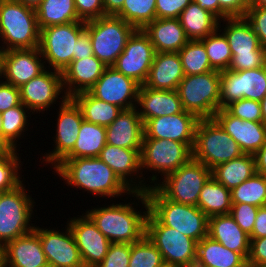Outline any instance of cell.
<instances>
[{
    "instance_id": "cell-22",
    "label": "cell",
    "mask_w": 266,
    "mask_h": 267,
    "mask_svg": "<svg viewBox=\"0 0 266 267\" xmlns=\"http://www.w3.org/2000/svg\"><path fill=\"white\" fill-rule=\"evenodd\" d=\"M141 149H126L106 144L99 158L132 190L146 192L150 186L141 170ZM134 177V178H133ZM145 181V183H144Z\"/></svg>"
},
{
    "instance_id": "cell-48",
    "label": "cell",
    "mask_w": 266,
    "mask_h": 267,
    "mask_svg": "<svg viewBox=\"0 0 266 267\" xmlns=\"http://www.w3.org/2000/svg\"><path fill=\"white\" fill-rule=\"evenodd\" d=\"M131 244L111 243L103 261L96 267H129Z\"/></svg>"
},
{
    "instance_id": "cell-40",
    "label": "cell",
    "mask_w": 266,
    "mask_h": 267,
    "mask_svg": "<svg viewBox=\"0 0 266 267\" xmlns=\"http://www.w3.org/2000/svg\"><path fill=\"white\" fill-rule=\"evenodd\" d=\"M186 75L204 74L215 70L201 40H189L178 52Z\"/></svg>"
},
{
    "instance_id": "cell-19",
    "label": "cell",
    "mask_w": 266,
    "mask_h": 267,
    "mask_svg": "<svg viewBox=\"0 0 266 267\" xmlns=\"http://www.w3.org/2000/svg\"><path fill=\"white\" fill-rule=\"evenodd\" d=\"M139 87L137 82L111 66L105 68L88 92L99 100L127 110L137 106Z\"/></svg>"
},
{
    "instance_id": "cell-49",
    "label": "cell",
    "mask_w": 266,
    "mask_h": 267,
    "mask_svg": "<svg viewBox=\"0 0 266 267\" xmlns=\"http://www.w3.org/2000/svg\"><path fill=\"white\" fill-rule=\"evenodd\" d=\"M244 17L258 36L261 46L266 48V7L249 6Z\"/></svg>"
},
{
    "instance_id": "cell-27",
    "label": "cell",
    "mask_w": 266,
    "mask_h": 267,
    "mask_svg": "<svg viewBox=\"0 0 266 267\" xmlns=\"http://www.w3.org/2000/svg\"><path fill=\"white\" fill-rule=\"evenodd\" d=\"M137 105L143 123L151 118L171 116L184 111L177 90H156L143 85L138 90Z\"/></svg>"
},
{
    "instance_id": "cell-12",
    "label": "cell",
    "mask_w": 266,
    "mask_h": 267,
    "mask_svg": "<svg viewBox=\"0 0 266 267\" xmlns=\"http://www.w3.org/2000/svg\"><path fill=\"white\" fill-rule=\"evenodd\" d=\"M212 170L191 158L176 171L169 173L155 187L173 202L197 206L199 194Z\"/></svg>"
},
{
    "instance_id": "cell-20",
    "label": "cell",
    "mask_w": 266,
    "mask_h": 267,
    "mask_svg": "<svg viewBox=\"0 0 266 267\" xmlns=\"http://www.w3.org/2000/svg\"><path fill=\"white\" fill-rule=\"evenodd\" d=\"M66 224L74 236L84 267H96L103 261L111 242L86 213L68 219Z\"/></svg>"
},
{
    "instance_id": "cell-51",
    "label": "cell",
    "mask_w": 266,
    "mask_h": 267,
    "mask_svg": "<svg viewBox=\"0 0 266 267\" xmlns=\"http://www.w3.org/2000/svg\"><path fill=\"white\" fill-rule=\"evenodd\" d=\"M193 0H155L157 18H179Z\"/></svg>"
},
{
    "instance_id": "cell-17",
    "label": "cell",
    "mask_w": 266,
    "mask_h": 267,
    "mask_svg": "<svg viewBox=\"0 0 266 267\" xmlns=\"http://www.w3.org/2000/svg\"><path fill=\"white\" fill-rule=\"evenodd\" d=\"M155 53L149 37L142 29H137L112 67L142 86L152 66Z\"/></svg>"
},
{
    "instance_id": "cell-61",
    "label": "cell",
    "mask_w": 266,
    "mask_h": 267,
    "mask_svg": "<svg viewBox=\"0 0 266 267\" xmlns=\"http://www.w3.org/2000/svg\"><path fill=\"white\" fill-rule=\"evenodd\" d=\"M15 1L35 9L42 0H15Z\"/></svg>"
},
{
    "instance_id": "cell-41",
    "label": "cell",
    "mask_w": 266,
    "mask_h": 267,
    "mask_svg": "<svg viewBox=\"0 0 266 267\" xmlns=\"http://www.w3.org/2000/svg\"><path fill=\"white\" fill-rule=\"evenodd\" d=\"M232 203L266 206V176L255 173L248 180L231 190Z\"/></svg>"
},
{
    "instance_id": "cell-62",
    "label": "cell",
    "mask_w": 266,
    "mask_h": 267,
    "mask_svg": "<svg viewBox=\"0 0 266 267\" xmlns=\"http://www.w3.org/2000/svg\"><path fill=\"white\" fill-rule=\"evenodd\" d=\"M260 106H261V112H262V123L266 125V94L260 101Z\"/></svg>"
},
{
    "instance_id": "cell-26",
    "label": "cell",
    "mask_w": 266,
    "mask_h": 267,
    "mask_svg": "<svg viewBox=\"0 0 266 267\" xmlns=\"http://www.w3.org/2000/svg\"><path fill=\"white\" fill-rule=\"evenodd\" d=\"M144 124L137 107L122 110L118 117L106 127V142L126 149H141Z\"/></svg>"
},
{
    "instance_id": "cell-7",
    "label": "cell",
    "mask_w": 266,
    "mask_h": 267,
    "mask_svg": "<svg viewBox=\"0 0 266 267\" xmlns=\"http://www.w3.org/2000/svg\"><path fill=\"white\" fill-rule=\"evenodd\" d=\"M85 29L89 32L94 56L106 67L115 64L127 41L137 30L115 15H105L86 21Z\"/></svg>"
},
{
    "instance_id": "cell-58",
    "label": "cell",
    "mask_w": 266,
    "mask_h": 267,
    "mask_svg": "<svg viewBox=\"0 0 266 267\" xmlns=\"http://www.w3.org/2000/svg\"><path fill=\"white\" fill-rule=\"evenodd\" d=\"M124 0H103L105 15H117L123 6Z\"/></svg>"
},
{
    "instance_id": "cell-30",
    "label": "cell",
    "mask_w": 266,
    "mask_h": 267,
    "mask_svg": "<svg viewBox=\"0 0 266 267\" xmlns=\"http://www.w3.org/2000/svg\"><path fill=\"white\" fill-rule=\"evenodd\" d=\"M142 30L155 52H179L189 41L178 18H156Z\"/></svg>"
},
{
    "instance_id": "cell-16",
    "label": "cell",
    "mask_w": 266,
    "mask_h": 267,
    "mask_svg": "<svg viewBox=\"0 0 266 267\" xmlns=\"http://www.w3.org/2000/svg\"><path fill=\"white\" fill-rule=\"evenodd\" d=\"M19 89L21 102L32 114L38 112V114L41 112L43 114L51 106L53 108L57 102L58 105H61L68 98L63 88L62 72L49 68L23 84Z\"/></svg>"
},
{
    "instance_id": "cell-3",
    "label": "cell",
    "mask_w": 266,
    "mask_h": 267,
    "mask_svg": "<svg viewBox=\"0 0 266 267\" xmlns=\"http://www.w3.org/2000/svg\"><path fill=\"white\" fill-rule=\"evenodd\" d=\"M0 50L39 47L40 28L36 11L15 0L0 1Z\"/></svg>"
},
{
    "instance_id": "cell-59",
    "label": "cell",
    "mask_w": 266,
    "mask_h": 267,
    "mask_svg": "<svg viewBox=\"0 0 266 267\" xmlns=\"http://www.w3.org/2000/svg\"><path fill=\"white\" fill-rule=\"evenodd\" d=\"M201 8L208 10L219 19V0H193Z\"/></svg>"
},
{
    "instance_id": "cell-55",
    "label": "cell",
    "mask_w": 266,
    "mask_h": 267,
    "mask_svg": "<svg viewBox=\"0 0 266 267\" xmlns=\"http://www.w3.org/2000/svg\"><path fill=\"white\" fill-rule=\"evenodd\" d=\"M93 48L89 32L85 29L76 41L75 54L73 60L84 59L93 56Z\"/></svg>"
},
{
    "instance_id": "cell-9",
    "label": "cell",
    "mask_w": 266,
    "mask_h": 267,
    "mask_svg": "<svg viewBox=\"0 0 266 267\" xmlns=\"http://www.w3.org/2000/svg\"><path fill=\"white\" fill-rule=\"evenodd\" d=\"M25 187L23 182L14 190L0 193V248L34 230L31 219L36 202Z\"/></svg>"
},
{
    "instance_id": "cell-47",
    "label": "cell",
    "mask_w": 266,
    "mask_h": 267,
    "mask_svg": "<svg viewBox=\"0 0 266 267\" xmlns=\"http://www.w3.org/2000/svg\"><path fill=\"white\" fill-rule=\"evenodd\" d=\"M258 208L259 207L247 203H232L230 215L249 236L252 234Z\"/></svg>"
},
{
    "instance_id": "cell-64",
    "label": "cell",
    "mask_w": 266,
    "mask_h": 267,
    "mask_svg": "<svg viewBox=\"0 0 266 267\" xmlns=\"http://www.w3.org/2000/svg\"><path fill=\"white\" fill-rule=\"evenodd\" d=\"M3 81V55L0 50V82Z\"/></svg>"
},
{
    "instance_id": "cell-57",
    "label": "cell",
    "mask_w": 266,
    "mask_h": 267,
    "mask_svg": "<svg viewBox=\"0 0 266 267\" xmlns=\"http://www.w3.org/2000/svg\"><path fill=\"white\" fill-rule=\"evenodd\" d=\"M256 173L266 176V142L265 144L254 154Z\"/></svg>"
},
{
    "instance_id": "cell-4",
    "label": "cell",
    "mask_w": 266,
    "mask_h": 267,
    "mask_svg": "<svg viewBox=\"0 0 266 267\" xmlns=\"http://www.w3.org/2000/svg\"><path fill=\"white\" fill-rule=\"evenodd\" d=\"M149 211L165 226L199 242L208 235V217L197 206L173 202L155 186L145 192Z\"/></svg>"
},
{
    "instance_id": "cell-53",
    "label": "cell",
    "mask_w": 266,
    "mask_h": 267,
    "mask_svg": "<svg viewBox=\"0 0 266 267\" xmlns=\"http://www.w3.org/2000/svg\"><path fill=\"white\" fill-rule=\"evenodd\" d=\"M20 89L4 81L0 82V112L20 105Z\"/></svg>"
},
{
    "instance_id": "cell-5",
    "label": "cell",
    "mask_w": 266,
    "mask_h": 267,
    "mask_svg": "<svg viewBox=\"0 0 266 267\" xmlns=\"http://www.w3.org/2000/svg\"><path fill=\"white\" fill-rule=\"evenodd\" d=\"M218 29L223 30L222 33L231 49L229 70L243 71L266 65V48L261 46L258 36L245 17H228L220 20Z\"/></svg>"
},
{
    "instance_id": "cell-42",
    "label": "cell",
    "mask_w": 266,
    "mask_h": 267,
    "mask_svg": "<svg viewBox=\"0 0 266 267\" xmlns=\"http://www.w3.org/2000/svg\"><path fill=\"white\" fill-rule=\"evenodd\" d=\"M136 29H143L157 18L155 0H124L121 11L116 15Z\"/></svg>"
},
{
    "instance_id": "cell-60",
    "label": "cell",
    "mask_w": 266,
    "mask_h": 267,
    "mask_svg": "<svg viewBox=\"0 0 266 267\" xmlns=\"http://www.w3.org/2000/svg\"><path fill=\"white\" fill-rule=\"evenodd\" d=\"M15 149L9 144V142L0 134V157L10 156Z\"/></svg>"
},
{
    "instance_id": "cell-13",
    "label": "cell",
    "mask_w": 266,
    "mask_h": 267,
    "mask_svg": "<svg viewBox=\"0 0 266 267\" xmlns=\"http://www.w3.org/2000/svg\"><path fill=\"white\" fill-rule=\"evenodd\" d=\"M85 30V21H74L40 29L39 50L49 69L63 72L73 61L76 41ZM51 66V68H50Z\"/></svg>"
},
{
    "instance_id": "cell-33",
    "label": "cell",
    "mask_w": 266,
    "mask_h": 267,
    "mask_svg": "<svg viewBox=\"0 0 266 267\" xmlns=\"http://www.w3.org/2000/svg\"><path fill=\"white\" fill-rule=\"evenodd\" d=\"M179 21L189 40H201L214 33L219 19L197 3L191 2L179 15Z\"/></svg>"
},
{
    "instance_id": "cell-46",
    "label": "cell",
    "mask_w": 266,
    "mask_h": 267,
    "mask_svg": "<svg viewBox=\"0 0 266 267\" xmlns=\"http://www.w3.org/2000/svg\"><path fill=\"white\" fill-rule=\"evenodd\" d=\"M224 109L229 114L242 120L262 122V112L259 101L241 99L230 103Z\"/></svg>"
},
{
    "instance_id": "cell-38",
    "label": "cell",
    "mask_w": 266,
    "mask_h": 267,
    "mask_svg": "<svg viewBox=\"0 0 266 267\" xmlns=\"http://www.w3.org/2000/svg\"><path fill=\"white\" fill-rule=\"evenodd\" d=\"M35 11L40 29L82 21L76 12L74 0H42Z\"/></svg>"
},
{
    "instance_id": "cell-35",
    "label": "cell",
    "mask_w": 266,
    "mask_h": 267,
    "mask_svg": "<svg viewBox=\"0 0 266 267\" xmlns=\"http://www.w3.org/2000/svg\"><path fill=\"white\" fill-rule=\"evenodd\" d=\"M197 207L201 209L208 218L217 215L230 214L231 190L227 189L223 184L218 183L211 176L199 194Z\"/></svg>"
},
{
    "instance_id": "cell-65",
    "label": "cell",
    "mask_w": 266,
    "mask_h": 267,
    "mask_svg": "<svg viewBox=\"0 0 266 267\" xmlns=\"http://www.w3.org/2000/svg\"><path fill=\"white\" fill-rule=\"evenodd\" d=\"M2 125H3V120L0 112V134H2Z\"/></svg>"
},
{
    "instance_id": "cell-2",
    "label": "cell",
    "mask_w": 266,
    "mask_h": 267,
    "mask_svg": "<svg viewBox=\"0 0 266 267\" xmlns=\"http://www.w3.org/2000/svg\"><path fill=\"white\" fill-rule=\"evenodd\" d=\"M53 169L67 187L87 191L94 198L116 200L133 192L99 157L64 158Z\"/></svg>"
},
{
    "instance_id": "cell-36",
    "label": "cell",
    "mask_w": 266,
    "mask_h": 267,
    "mask_svg": "<svg viewBox=\"0 0 266 267\" xmlns=\"http://www.w3.org/2000/svg\"><path fill=\"white\" fill-rule=\"evenodd\" d=\"M72 99L80 107L84 120L105 127L110 125L123 110L115 104L93 97L88 91L75 94Z\"/></svg>"
},
{
    "instance_id": "cell-45",
    "label": "cell",
    "mask_w": 266,
    "mask_h": 267,
    "mask_svg": "<svg viewBox=\"0 0 266 267\" xmlns=\"http://www.w3.org/2000/svg\"><path fill=\"white\" fill-rule=\"evenodd\" d=\"M17 151L20 150H15L10 156L0 157V193L14 190L25 181L22 180L21 154Z\"/></svg>"
},
{
    "instance_id": "cell-37",
    "label": "cell",
    "mask_w": 266,
    "mask_h": 267,
    "mask_svg": "<svg viewBox=\"0 0 266 267\" xmlns=\"http://www.w3.org/2000/svg\"><path fill=\"white\" fill-rule=\"evenodd\" d=\"M106 144V127L83 120L74 148L65 158L99 157Z\"/></svg>"
},
{
    "instance_id": "cell-54",
    "label": "cell",
    "mask_w": 266,
    "mask_h": 267,
    "mask_svg": "<svg viewBox=\"0 0 266 267\" xmlns=\"http://www.w3.org/2000/svg\"><path fill=\"white\" fill-rule=\"evenodd\" d=\"M247 265L248 267L266 266V237L250 238V253Z\"/></svg>"
},
{
    "instance_id": "cell-31",
    "label": "cell",
    "mask_w": 266,
    "mask_h": 267,
    "mask_svg": "<svg viewBox=\"0 0 266 267\" xmlns=\"http://www.w3.org/2000/svg\"><path fill=\"white\" fill-rule=\"evenodd\" d=\"M208 236L248 259L250 238L230 214L208 218Z\"/></svg>"
},
{
    "instance_id": "cell-6",
    "label": "cell",
    "mask_w": 266,
    "mask_h": 267,
    "mask_svg": "<svg viewBox=\"0 0 266 267\" xmlns=\"http://www.w3.org/2000/svg\"><path fill=\"white\" fill-rule=\"evenodd\" d=\"M244 153L238 143L214 118L200 119L192 149V158L203 163L209 169L237 158Z\"/></svg>"
},
{
    "instance_id": "cell-23",
    "label": "cell",
    "mask_w": 266,
    "mask_h": 267,
    "mask_svg": "<svg viewBox=\"0 0 266 267\" xmlns=\"http://www.w3.org/2000/svg\"><path fill=\"white\" fill-rule=\"evenodd\" d=\"M3 80L21 87L46 70L39 47L33 49H10L2 51Z\"/></svg>"
},
{
    "instance_id": "cell-52",
    "label": "cell",
    "mask_w": 266,
    "mask_h": 267,
    "mask_svg": "<svg viewBox=\"0 0 266 267\" xmlns=\"http://www.w3.org/2000/svg\"><path fill=\"white\" fill-rule=\"evenodd\" d=\"M249 0H219V20L228 17H244Z\"/></svg>"
},
{
    "instance_id": "cell-63",
    "label": "cell",
    "mask_w": 266,
    "mask_h": 267,
    "mask_svg": "<svg viewBox=\"0 0 266 267\" xmlns=\"http://www.w3.org/2000/svg\"><path fill=\"white\" fill-rule=\"evenodd\" d=\"M249 6L266 7V0H249Z\"/></svg>"
},
{
    "instance_id": "cell-29",
    "label": "cell",
    "mask_w": 266,
    "mask_h": 267,
    "mask_svg": "<svg viewBox=\"0 0 266 267\" xmlns=\"http://www.w3.org/2000/svg\"><path fill=\"white\" fill-rule=\"evenodd\" d=\"M184 76L178 52H156L143 86L156 90H177Z\"/></svg>"
},
{
    "instance_id": "cell-1",
    "label": "cell",
    "mask_w": 266,
    "mask_h": 267,
    "mask_svg": "<svg viewBox=\"0 0 266 267\" xmlns=\"http://www.w3.org/2000/svg\"><path fill=\"white\" fill-rule=\"evenodd\" d=\"M128 197H134V202L114 203L116 201H113L107 206L105 203L103 207H92L93 209L86 210V214L111 243L132 244L145 236L149 213L147 196L145 192L133 191ZM138 205L139 208L144 207L146 211L142 209L138 211L136 209Z\"/></svg>"
},
{
    "instance_id": "cell-10",
    "label": "cell",
    "mask_w": 266,
    "mask_h": 267,
    "mask_svg": "<svg viewBox=\"0 0 266 267\" xmlns=\"http://www.w3.org/2000/svg\"><path fill=\"white\" fill-rule=\"evenodd\" d=\"M145 235L161 252L166 266L194 267L198 242L163 225L150 211Z\"/></svg>"
},
{
    "instance_id": "cell-28",
    "label": "cell",
    "mask_w": 266,
    "mask_h": 267,
    "mask_svg": "<svg viewBox=\"0 0 266 267\" xmlns=\"http://www.w3.org/2000/svg\"><path fill=\"white\" fill-rule=\"evenodd\" d=\"M106 66L94 55L73 60L62 72L63 88L68 98L89 91L101 77Z\"/></svg>"
},
{
    "instance_id": "cell-11",
    "label": "cell",
    "mask_w": 266,
    "mask_h": 267,
    "mask_svg": "<svg viewBox=\"0 0 266 267\" xmlns=\"http://www.w3.org/2000/svg\"><path fill=\"white\" fill-rule=\"evenodd\" d=\"M140 157L142 173L144 172L143 174L146 175L145 172L153 171L151 172L152 176L145 178L149 182L148 186L153 187L160 181L158 177L160 174L164 178L186 164L192 158V150L182 142L166 139H143Z\"/></svg>"
},
{
    "instance_id": "cell-18",
    "label": "cell",
    "mask_w": 266,
    "mask_h": 267,
    "mask_svg": "<svg viewBox=\"0 0 266 267\" xmlns=\"http://www.w3.org/2000/svg\"><path fill=\"white\" fill-rule=\"evenodd\" d=\"M67 227V228H66ZM61 229L35 225L48 265L53 267H84L79 249L68 224Z\"/></svg>"
},
{
    "instance_id": "cell-43",
    "label": "cell",
    "mask_w": 266,
    "mask_h": 267,
    "mask_svg": "<svg viewBox=\"0 0 266 267\" xmlns=\"http://www.w3.org/2000/svg\"><path fill=\"white\" fill-rule=\"evenodd\" d=\"M201 41L205 46L211 66L218 71L227 70L232 53L225 35L217 29Z\"/></svg>"
},
{
    "instance_id": "cell-24",
    "label": "cell",
    "mask_w": 266,
    "mask_h": 267,
    "mask_svg": "<svg viewBox=\"0 0 266 267\" xmlns=\"http://www.w3.org/2000/svg\"><path fill=\"white\" fill-rule=\"evenodd\" d=\"M213 118L238 143L244 154L254 155L266 142V125L262 122L242 120L225 109L218 110Z\"/></svg>"
},
{
    "instance_id": "cell-44",
    "label": "cell",
    "mask_w": 266,
    "mask_h": 267,
    "mask_svg": "<svg viewBox=\"0 0 266 267\" xmlns=\"http://www.w3.org/2000/svg\"><path fill=\"white\" fill-rule=\"evenodd\" d=\"M161 252L145 235L131 244L129 267H165Z\"/></svg>"
},
{
    "instance_id": "cell-56",
    "label": "cell",
    "mask_w": 266,
    "mask_h": 267,
    "mask_svg": "<svg viewBox=\"0 0 266 267\" xmlns=\"http://www.w3.org/2000/svg\"><path fill=\"white\" fill-rule=\"evenodd\" d=\"M261 237H266V206L258 208L252 234L249 236V238Z\"/></svg>"
},
{
    "instance_id": "cell-25",
    "label": "cell",
    "mask_w": 266,
    "mask_h": 267,
    "mask_svg": "<svg viewBox=\"0 0 266 267\" xmlns=\"http://www.w3.org/2000/svg\"><path fill=\"white\" fill-rule=\"evenodd\" d=\"M2 267H45L48 265L39 235L33 230L1 248Z\"/></svg>"
},
{
    "instance_id": "cell-15",
    "label": "cell",
    "mask_w": 266,
    "mask_h": 267,
    "mask_svg": "<svg viewBox=\"0 0 266 267\" xmlns=\"http://www.w3.org/2000/svg\"><path fill=\"white\" fill-rule=\"evenodd\" d=\"M56 134L53 137V150H48L40 157L42 164L50 165L54 168L59 164L74 148L78 139L79 130L83 122V114L80 107L72 98H67L58 107Z\"/></svg>"
},
{
    "instance_id": "cell-39",
    "label": "cell",
    "mask_w": 266,
    "mask_h": 267,
    "mask_svg": "<svg viewBox=\"0 0 266 267\" xmlns=\"http://www.w3.org/2000/svg\"><path fill=\"white\" fill-rule=\"evenodd\" d=\"M29 111L30 110L21 103L18 106L1 112L3 120L2 135L15 150H19L17 148L21 145V142H19L20 144L17 142L21 137L24 138V132L29 130L28 127H30V122L28 117L32 115Z\"/></svg>"
},
{
    "instance_id": "cell-50",
    "label": "cell",
    "mask_w": 266,
    "mask_h": 267,
    "mask_svg": "<svg viewBox=\"0 0 266 267\" xmlns=\"http://www.w3.org/2000/svg\"><path fill=\"white\" fill-rule=\"evenodd\" d=\"M78 17L89 21L105 16L103 0H74Z\"/></svg>"
},
{
    "instance_id": "cell-8",
    "label": "cell",
    "mask_w": 266,
    "mask_h": 267,
    "mask_svg": "<svg viewBox=\"0 0 266 267\" xmlns=\"http://www.w3.org/2000/svg\"><path fill=\"white\" fill-rule=\"evenodd\" d=\"M220 75L213 70L184 76L177 88L183 109L199 119L213 118L220 110Z\"/></svg>"
},
{
    "instance_id": "cell-66",
    "label": "cell",
    "mask_w": 266,
    "mask_h": 267,
    "mask_svg": "<svg viewBox=\"0 0 266 267\" xmlns=\"http://www.w3.org/2000/svg\"><path fill=\"white\" fill-rule=\"evenodd\" d=\"M0 267H2L1 248H0Z\"/></svg>"
},
{
    "instance_id": "cell-34",
    "label": "cell",
    "mask_w": 266,
    "mask_h": 267,
    "mask_svg": "<svg viewBox=\"0 0 266 267\" xmlns=\"http://www.w3.org/2000/svg\"><path fill=\"white\" fill-rule=\"evenodd\" d=\"M255 173V157L251 154H243L212 169L213 178L229 190L248 180Z\"/></svg>"
},
{
    "instance_id": "cell-32",
    "label": "cell",
    "mask_w": 266,
    "mask_h": 267,
    "mask_svg": "<svg viewBox=\"0 0 266 267\" xmlns=\"http://www.w3.org/2000/svg\"><path fill=\"white\" fill-rule=\"evenodd\" d=\"M194 267H248L247 259L208 235L197 244Z\"/></svg>"
},
{
    "instance_id": "cell-14",
    "label": "cell",
    "mask_w": 266,
    "mask_h": 267,
    "mask_svg": "<svg viewBox=\"0 0 266 267\" xmlns=\"http://www.w3.org/2000/svg\"><path fill=\"white\" fill-rule=\"evenodd\" d=\"M266 94V65L260 68L232 71L220 75V109L241 99L261 101Z\"/></svg>"
},
{
    "instance_id": "cell-21",
    "label": "cell",
    "mask_w": 266,
    "mask_h": 267,
    "mask_svg": "<svg viewBox=\"0 0 266 267\" xmlns=\"http://www.w3.org/2000/svg\"><path fill=\"white\" fill-rule=\"evenodd\" d=\"M199 120L195 114L185 110L171 116L151 118L143 123V139H166L182 142L192 150Z\"/></svg>"
}]
</instances>
